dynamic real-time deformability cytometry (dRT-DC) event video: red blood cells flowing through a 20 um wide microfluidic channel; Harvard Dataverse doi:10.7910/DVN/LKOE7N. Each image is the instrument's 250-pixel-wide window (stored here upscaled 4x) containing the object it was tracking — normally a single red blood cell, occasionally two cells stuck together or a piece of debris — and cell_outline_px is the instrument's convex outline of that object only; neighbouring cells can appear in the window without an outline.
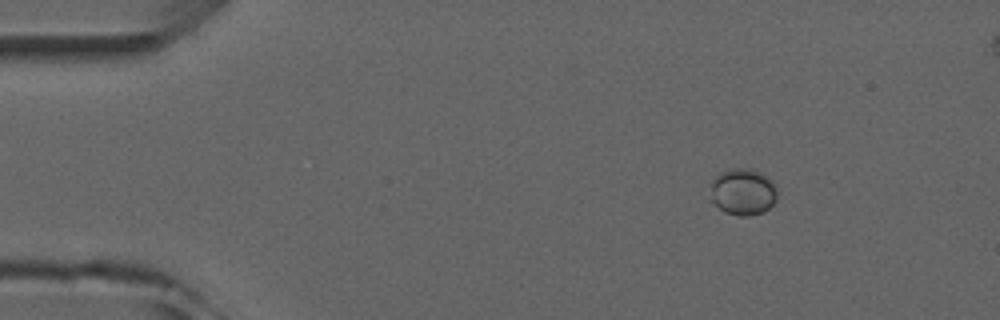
{"species": "common noctule bat (a hibernating species)", "species_latin": "Nyctalus noctula", "temperature_condition": "room temperature", "stored_images_in_passage": 5, "camera_frame_rate_fps": 3000, "um_per_image_px": 0.085, "animal": {"sex": "male", "forearm_length_mm": 52.5}, "frame": {"image": 1, "passage_image": 1, "time_ms": 0.0, "image_size_px": [1000, 320], "cell_outline_px": [[776, 200], [764, 212], [748, 216], [740, 216], [724, 212], [708, 200], [708, 184], [720, 172], [736, 168], [748, 168], [760, 172], [768, 176], [776, 184]], "centroid_in_image_um": [63.09, 16.31], "position_along_channel_um": 21.9, "area_um2": 18.79}}
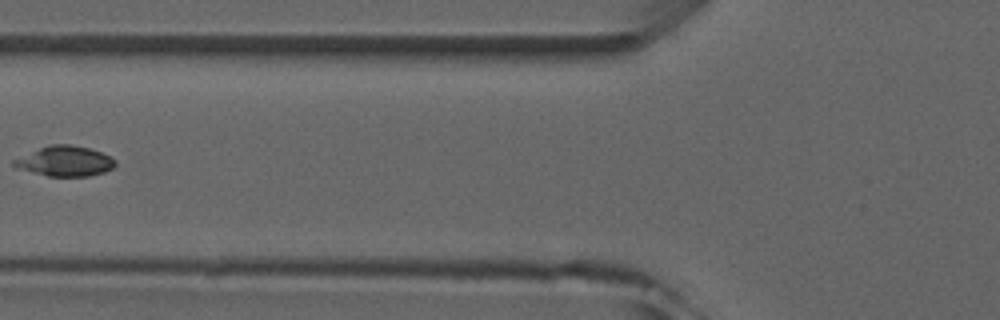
{"frame": {"image": 2, "passage_image": 5, "time_ms": 4.333, "image_size_px": [1000, 320], "cell_outline_px": [[116, 164], [112, 168], [104, 172], [88, 176], [48, 176], [16, 168], [12, 164], [12, 160], [40, 148], [52, 144], [68, 144], [88, 148], [100, 152], [116, 160]], "centroid_in_image_um": [5.51, 13.7], "position_along_channel_um": 120.3, "area_um2": 17.57}}